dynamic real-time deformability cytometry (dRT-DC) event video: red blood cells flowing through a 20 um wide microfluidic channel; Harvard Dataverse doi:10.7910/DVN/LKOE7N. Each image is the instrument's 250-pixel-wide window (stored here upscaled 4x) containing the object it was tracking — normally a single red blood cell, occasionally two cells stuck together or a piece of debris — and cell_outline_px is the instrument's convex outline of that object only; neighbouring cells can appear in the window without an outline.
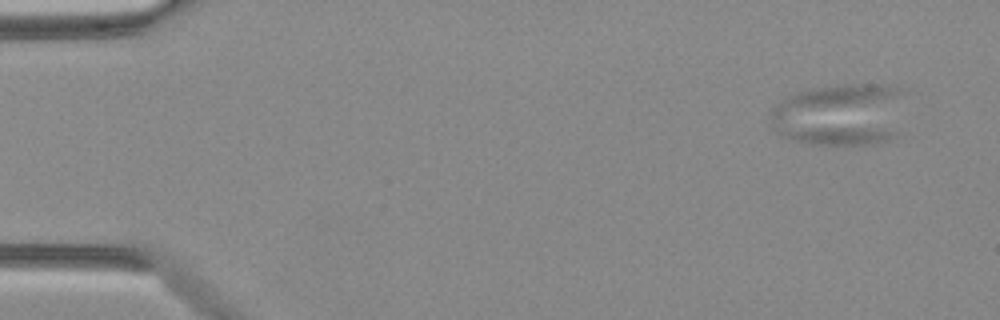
{"species": "Egyptian fruit bat (a non-hibernating species)", "species_latin": "Rousettus aegyptiacus", "temperature_condition": "warm", "stored_images_in_passage": 50, "camera_frame_rate_fps": 3000, "um_per_image_px": 0.085, "animal": {"sex": "female"}, "frame": {"image": 1, "passage_image": 4, "time_ms": 1.0, "image_size_px": [1000, 320], "cell_outline_px": [[908, 92], [892, 132], [888, 140], [872, 144], [812, 144], [796, 140], [784, 136], [776, 132], [768, 116], [768, 112], [776, 104], [800, 92], [816, 88], [860, 84], [892, 84], [908, 88]], "centroid_in_image_um": [71.43, 9.71], "position_along_channel_um": 13.6, "area_um2": 48.67}}
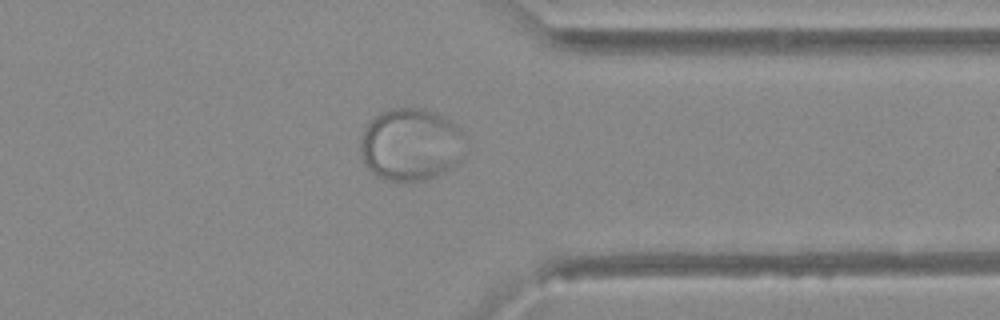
{"frame": {"image": 2, "passage_image": 40, "time_ms": 13.0, "image_size_px": [1000, 320], "cell_outline_px": [[464, 136], [460, 160], [456, 164], [444, 172], [436, 176], [424, 180], [388, 180], [376, 176], [364, 164], [360, 152], [360, 136], [364, 128], [380, 112], [392, 108], [424, 108], [444, 116], [456, 124], [464, 132]], "centroid_in_image_um": [34.9, 12.27], "position_along_channel_um": 376.5, "area_um2": 44.39}}
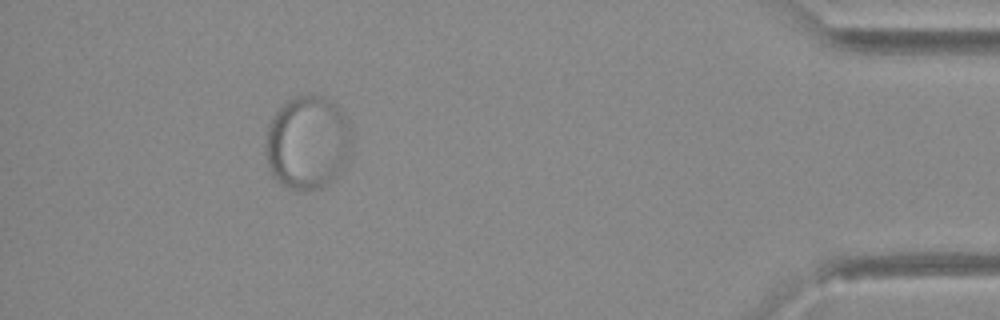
{"frame": {"image": 3, "passage_image": 46, "time_ms": 15.0, "image_size_px": [1000, 320], "cell_outline_px": [[352, 152], [344, 168], [336, 176], [320, 188], [288, 188], [280, 184], [276, 180], [264, 156], [264, 140], [268, 124], [272, 116], [292, 96], [308, 92], [316, 92], [332, 100], [340, 108], [348, 120]], "centroid_in_image_um": [26.14, 12.04], "position_along_channel_um": 409.1, "area_um2": 47.86}}